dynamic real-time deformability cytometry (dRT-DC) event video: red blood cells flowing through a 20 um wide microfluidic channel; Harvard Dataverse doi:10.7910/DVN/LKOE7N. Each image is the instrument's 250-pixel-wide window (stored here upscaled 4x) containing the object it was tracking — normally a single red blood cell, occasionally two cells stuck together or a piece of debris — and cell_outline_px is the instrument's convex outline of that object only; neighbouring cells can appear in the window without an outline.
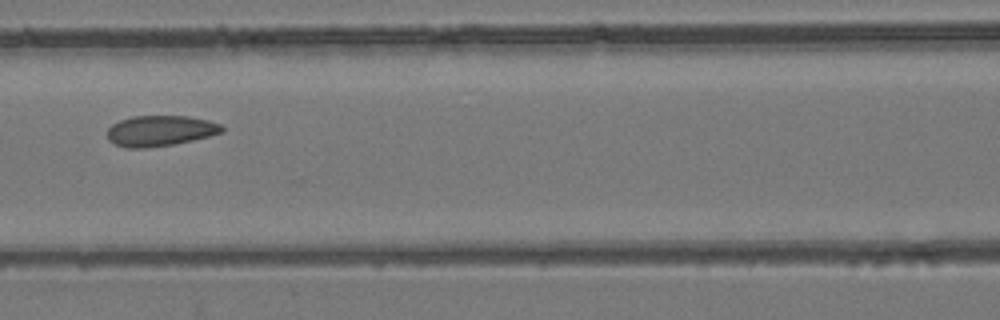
{"species": "common noctule bat (a hibernating species)", "species_latin": "Nyctalus noctula", "temperature_condition": "room temperature", "stored_images_in_passage": 3, "camera_frame_rate_fps": 3000, "um_per_image_px": 0.085, "animal": {"sex": "female", "body_mass_g": 24.6, "forearm_length_mm": 56.2}, "frame": {"image": 1, "passage_image": 3, "time_ms": 2.0, "image_size_px": [1000, 320], "cell_outline_px": [[224, 132], [192, 140], [172, 144], [144, 148], [128, 148], [116, 144], [108, 140], [108, 128], [112, 124], [120, 120], [132, 116], [184, 116], [208, 120], [220, 124], [224, 128]], "centroid_in_image_um": [13.61, 11.11], "position_along_channel_um": 153.0, "area_um2": 20.29}}